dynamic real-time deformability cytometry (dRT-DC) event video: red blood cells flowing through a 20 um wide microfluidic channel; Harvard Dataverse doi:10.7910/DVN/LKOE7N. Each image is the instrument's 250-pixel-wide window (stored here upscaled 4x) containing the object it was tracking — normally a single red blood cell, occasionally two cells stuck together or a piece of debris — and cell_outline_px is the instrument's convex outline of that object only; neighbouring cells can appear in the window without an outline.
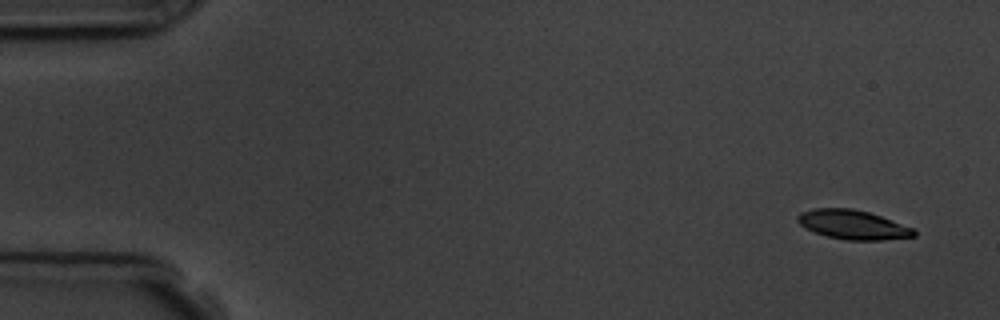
{"species": "common noctule bat (a hibernating species)", "species_latin": "Nyctalus noctula", "temperature_condition": "room temperature", "stored_images_in_passage": 5, "camera_frame_rate_fps": 3000, "um_per_image_px": 0.085, "animal": {"sex": "male", "body_mass_g": 19.5, "forearm_length_mm": 54.6}, "frame": {"image": 1, "passage_image": 1, "time_ms": 0.0, "image_size_px": [1000, 320], "cell_outline_px": [[916, 236], [880, 240], [848, 240], [828, 236], [816, 232], [800, 224], [796, 220], [796, 216], [800, 212], [812, 208], [852, 208], [868, 212], [916, 228]], "centroid_in_image_um": [72.51, 19.08], "position_along_channel_um": 12.5, "area_um2": 19.77}}